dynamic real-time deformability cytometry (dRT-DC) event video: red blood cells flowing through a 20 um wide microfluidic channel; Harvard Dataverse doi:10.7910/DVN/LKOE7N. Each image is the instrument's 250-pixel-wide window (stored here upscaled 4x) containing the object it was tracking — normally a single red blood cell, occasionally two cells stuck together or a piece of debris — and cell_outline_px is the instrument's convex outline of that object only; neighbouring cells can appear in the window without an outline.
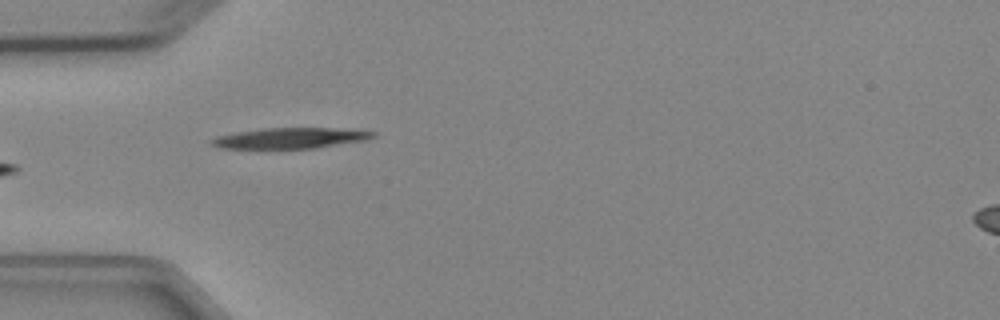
{"species": "Egyptian fruit bat (a non-hibernating species)", "species_latin": "Rousettus aegyptiacus", "temperature_condition": "cold", "stored_images_in_passage": 4, "camera_frame_rate_fps": 3000, "um_per_image_px": 0.085, "animal": {"sex": "female"}, "frame": {"image": 1, "passage_image": 4, "time_ms": 3.333, "image_size_px": [1000, 320], "cell_outline_px": [[376, 136], [364, 140], [316, 148], [220, 148], [208, 144], [208, 140], [216, 136], [236, 132], [264, 128], [332, 128], [376, 132]], "centroid_in_image_um": [24.59, 11.74], "position_along_channel_um": 60.4, "area_um2": 19.36}}